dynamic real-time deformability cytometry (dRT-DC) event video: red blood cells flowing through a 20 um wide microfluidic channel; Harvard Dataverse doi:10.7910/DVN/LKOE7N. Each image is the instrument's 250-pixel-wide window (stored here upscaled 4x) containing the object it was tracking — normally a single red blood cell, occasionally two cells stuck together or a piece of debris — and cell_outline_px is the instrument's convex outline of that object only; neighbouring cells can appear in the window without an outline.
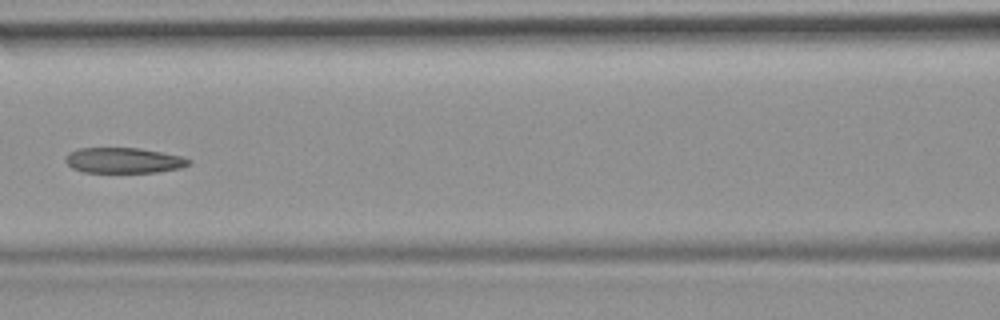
{"species": "common noctule bat (a hibernating species)", "species_latin": "Nyctalus noctula", "temperature_condition": "room temperature", "stored_images_in_passage": 7, "camera_frame_rate_fps": 3000, "um_per_image_px": 0.085, "animal": {"sex": "female", "body_mass_g": 19.9}, "frame": {"image": 1, "passage_image": 6, "time_ms": 6.0, "image_size_px": [1000, 320], "cell_outline_px": [[192, 164], [180, 168], [156, 172], [84, 172], [72, 168], [64, 160], [68, 152], [80, 148], [140, 148], [180, 156], [192, 160]], "centroid_in_image_um": [10.51, 13.63], "position_along_channel_um": 156.1, "area_um2": 18.26}}
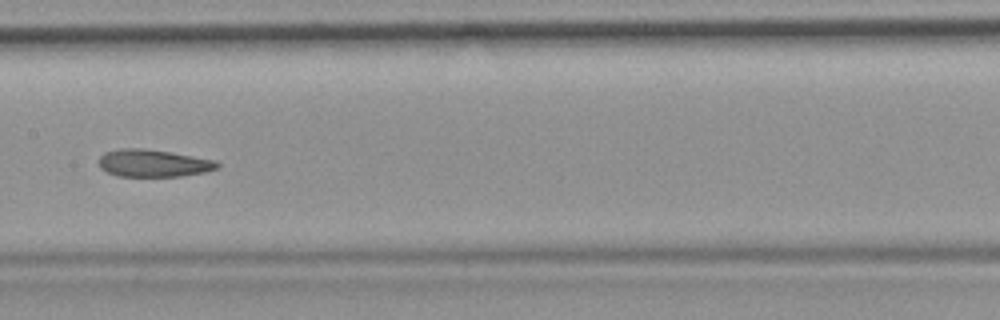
{"frame": {"image": 2, "passage_image": 7, "time_ms": 7.0, "image_size_px": [1000, 320], "cell_outline_px": [[220, 168], [204, 172], [180, 176], [116, 176], [100, 168], [100, 156], [104, 152], [120, 148], [144, 148], [216, 160], [220, 164]], "centroid_in_image_um": [13.03, 13.87], "position_along_channel_um": 194.4, "area_um2": 18.84}}